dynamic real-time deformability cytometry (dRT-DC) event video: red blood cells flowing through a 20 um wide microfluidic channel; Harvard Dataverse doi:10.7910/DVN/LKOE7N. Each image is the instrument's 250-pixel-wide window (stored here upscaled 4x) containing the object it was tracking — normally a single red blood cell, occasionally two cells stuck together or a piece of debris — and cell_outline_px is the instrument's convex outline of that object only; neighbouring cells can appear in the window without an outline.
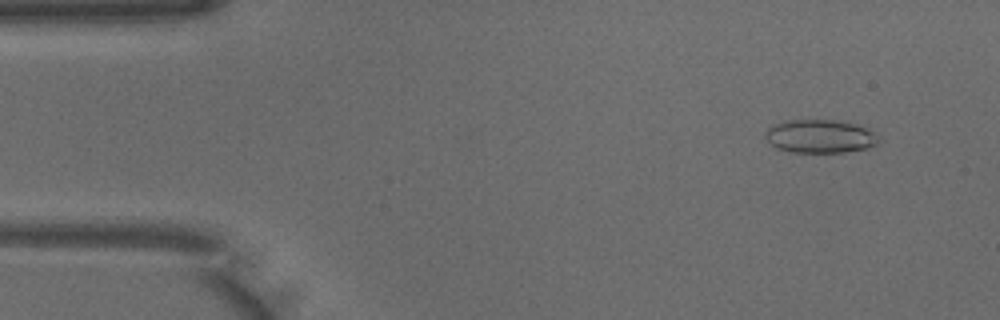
{"species": "common noctule bat (a hibernating species)", "species_latin": "Nyctalus noctula", "temperature_condition": "warm", "stored_images_in_passage": 49, "camera_frame_rate_fps": 3000, "um_per_image_px": 0.085, "animal": {"sex": "male", "body_mass_g": 18.8}, "frame": {"image": 1, "passage_image": 4, "time_ms": 1.0, "image_size_px": [1000, 320], "cell_outline_px": [[880, 140], [876, 144], [864, 148], [844, 152], [792, 152], [776, 148], [764, 136], [764, 132], [772, 124], [784, 120], [836, 120], [856, 124], [868, 128], [876, 132]], "centroid_in_image_um": [69.69, 11.57], "position_along_channel_um": 15.3, "area_um2": 22.14}}
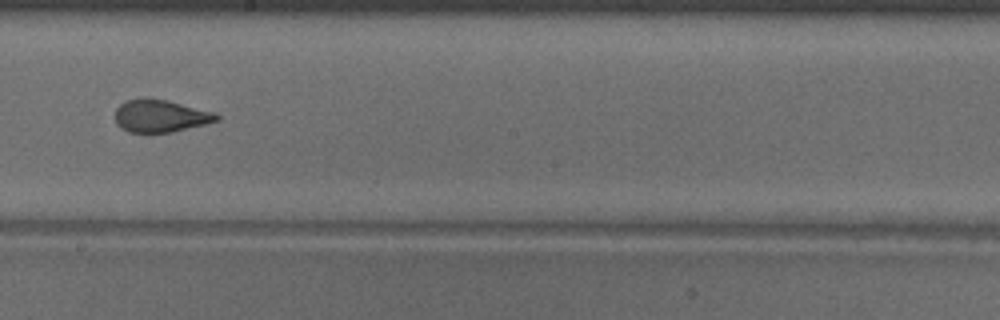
{"frame": {"image": 2, "passage_image": 27, "time_ms": 8.667, "image_size_px": [1000, 320], "cell_outline_px": [[220, 120], [208, 124], [172, 132], [128, 132], [120, 128], [116, 124], [116, 108], [124, 100], [140, 96], [148, 96], [168, 100], [216, 112], [220, 116]], "centroid_in_image_um": [13.65, 9.82], "position_along_channel_um": 234.6, "area_um2": 19.88}}
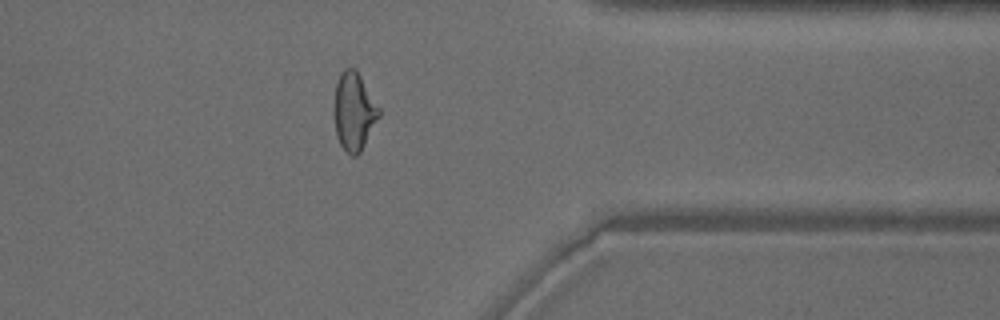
{"frame": {"image": 3, "passage_image": 39, "time_ms": 12.667, "image_size_px": [1000, 320], "cell_outline_px": [[380, 116], [360, 152], [356, 156], [352, 156], [340, 144], [336, 136], [332, 112], [336, 84], [340, 72], [344, 68], [356, 68], [380, 108]], "centroid_in_image_um": [30.06, 9.45], "position_along_channel_um": 381.3, "area_um2": 20.69}, "authors_computed_cell_mechanics": {"area_um2": 21.2704, "velocity_mm_per_s": 4.0074, "shape_relaxation_time_tau1_ms": 8.5225, "shape_relaxation_time_tau2_ms": 0.9179, "deformation_change_tau1": 0.1888, "deformation_change_tau2": 0.0756}}